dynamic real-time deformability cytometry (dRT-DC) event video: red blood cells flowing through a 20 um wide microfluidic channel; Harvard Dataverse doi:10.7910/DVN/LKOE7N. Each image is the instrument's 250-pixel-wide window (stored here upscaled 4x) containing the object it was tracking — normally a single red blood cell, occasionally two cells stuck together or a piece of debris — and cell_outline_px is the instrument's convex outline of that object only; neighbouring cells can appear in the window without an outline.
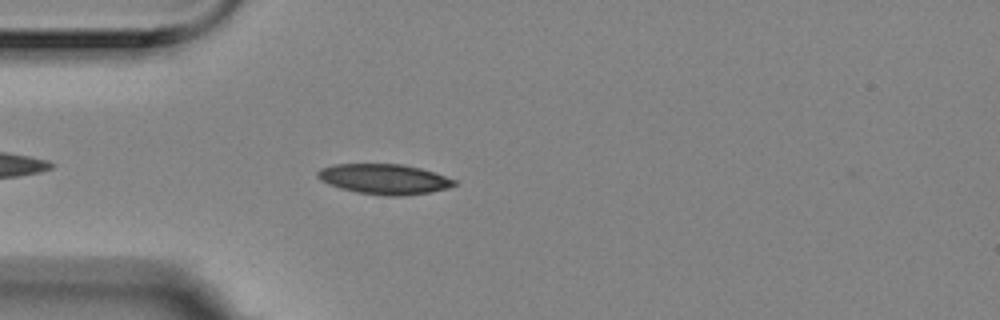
{"species": "Egyptian fruit bat (a non-hibernating species)", "species_latin": "Rousettus aegyptiacus", "temperature_condition": "room temperature", "stored_images_in_passage": 4, "camera_frame_rate_fps": 3000, "um_per_image_px": 0.085, "animal": {"sex": "female"}, "frame": {"image": 1, "passage_image": 4, "time_ms": 1.0, "image_size_px": [1000, 320], "cell_outline_px": [[460, 184], [448, 188], [428, 192], [404, 196], [384, 196], [356, 192], [340, 188], [328, 184], [320, 180], [316, 176], [316, 172], [320, 168], [332, 164], [404, 164], [420, 168], [456, 180]], "centroid_in_image_um": [32.63, 15.22], "position_along_channel_um": 52.4, "area_um2": 24.22}}